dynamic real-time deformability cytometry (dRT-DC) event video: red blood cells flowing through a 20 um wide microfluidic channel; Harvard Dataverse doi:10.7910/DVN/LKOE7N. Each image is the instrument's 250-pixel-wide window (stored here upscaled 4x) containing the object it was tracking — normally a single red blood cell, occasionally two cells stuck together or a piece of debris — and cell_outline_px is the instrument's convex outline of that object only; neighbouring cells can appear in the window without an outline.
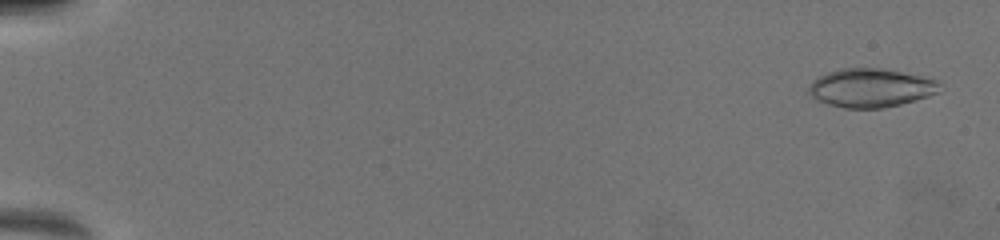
{"species": "common noctule bat (a hibernating species)", "species_latin": "Nyctalus noctula", "temperature_condition": "warm", "stored_images_in_passage": 17, "camera_frame_rate_fps": 3000, "um_per_image_px": 0.085, "animal": {"sex": "female", "body_mass_g": 19.5, "forearm_length_mm": 54.1}, "frame": {"image": 1, "passage_image": 4, "time_ms": 0.667, "image_size_px": [1000, 240], "cell_outline_px": [[940, 92], [928, 96], [900, 104], [880, 108], [848, 108], [828, 104], [812, 96], [808, 92], [808, 84], [812, 80], [828, 72], [844, 68], [880, 68], [920, 76], [936, 80], [940, 84]], "centroid_in_image_um": [74.0, 7.47], "position_along_channel_um": 11.0, "area_um2": 29.13}}
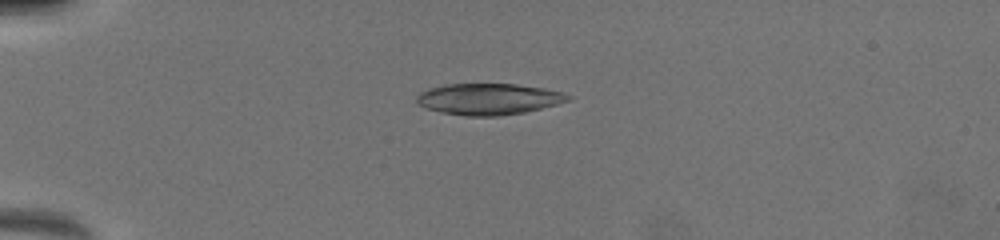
{"frame": {"image": 2, "passage_image": 14, "time_ms": 5.0, "image_size_px": [1000, 240], "cell_outline_px": [[572, 96], [568, 100], [556, 104], [524, 112], [500, 116], [468, 116], [440, 112], [428, 108], [420, 104], [416, 100], [416, 96], [420, 92], [432, 88], [448, 84], [516, 84], [544, 88], [564, 92]], "centroid_in_image_um": [41.55, 8.42], "position_along_channel_um": 43.4, "area_um2": 27.34}}
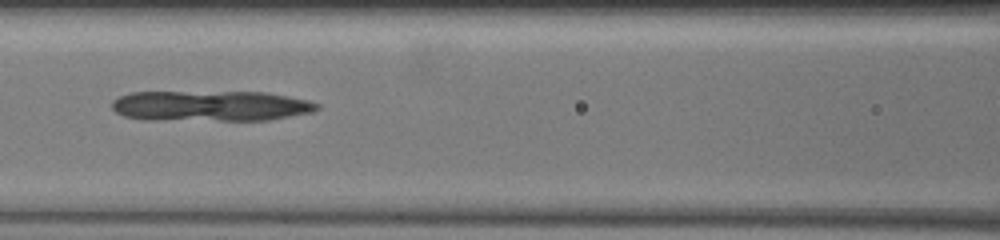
{"frame": {"image": 3, "passage_image": 17, "time_ms": 8.667, "image_size_px": [1000, 240], "cell_outline_px": [[320, 108], [308, 112], [268, 120], [140, 120], [124, 116], [116, 112], [112, 108], [112, 100], [120, 96], [132, 92], [264, 92], [304, 100], [320, 104]], "centroid_in_image_um": [17.8, 9.01], "position_along_channel_um": 148.8, "area_um2": 36.36}}